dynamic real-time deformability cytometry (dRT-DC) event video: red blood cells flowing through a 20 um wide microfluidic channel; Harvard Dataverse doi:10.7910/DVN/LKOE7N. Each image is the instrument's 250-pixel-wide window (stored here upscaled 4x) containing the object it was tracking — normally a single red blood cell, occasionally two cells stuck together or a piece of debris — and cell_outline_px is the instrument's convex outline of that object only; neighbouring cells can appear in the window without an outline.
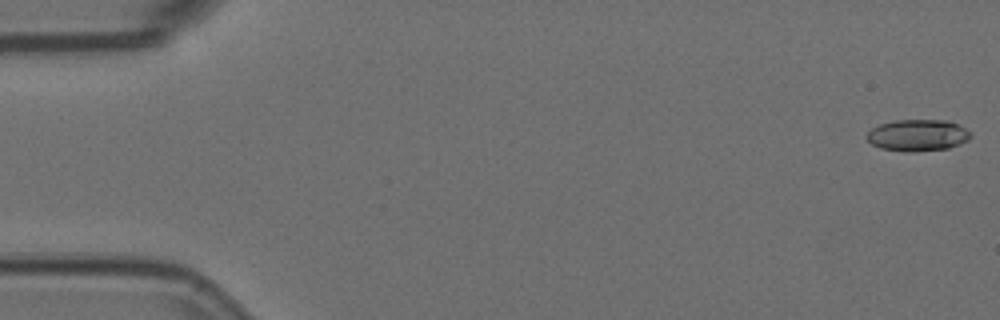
{"species": "Egyptian fruit bat (a non-hibernating species)", "species_latin": "Rousettus aegyptiacus", "temperature_condition": "room temperature", "stored_images_in_passage": 55, "camera_frame_rate_fps": 3000, "um_per_image_px": 0.085, "animal": {"sex": "female"}, "frame": {"image": 1, "passage_image": 1, "time_ms": 0.0, "image_size_px": [1000, 320], "cell_outline_px": [[972, 136], [968, 140], [960, 144], [948, 148], [912, 152], [904, 152], [880, 148], [872, 144], [864, 136], [872, 128], [880, 124], [896, 120], [948, 120], [960, 124], [972, 132]], "centroid_in_image_um": [78.03, 11.49], "position_along_channel_um": 7.0, "area_um2": 19.42}}
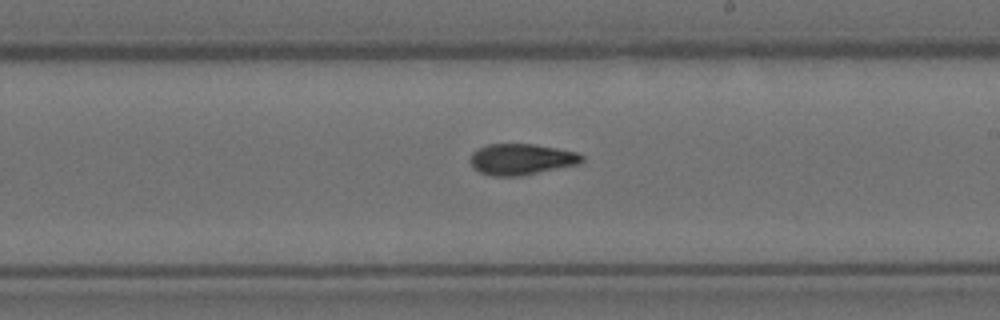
{"frame": {"image": 2, "passage_image": 32, "time_ms": 10.333, "image_size_px": [1000, 320], "cell_outline_px": [[584, 160], [580, 164], [520, 176], [492, 176], [480, 172], [472, 168], [468, 160], [472, 152], [476, 148], [488, 144], [536, 144], [580, 152], [584, 156]], "centroid_in_image_um": [44.31, 13.53], "position_along_channel_um": 244.7, "area_um2": 20.69}}
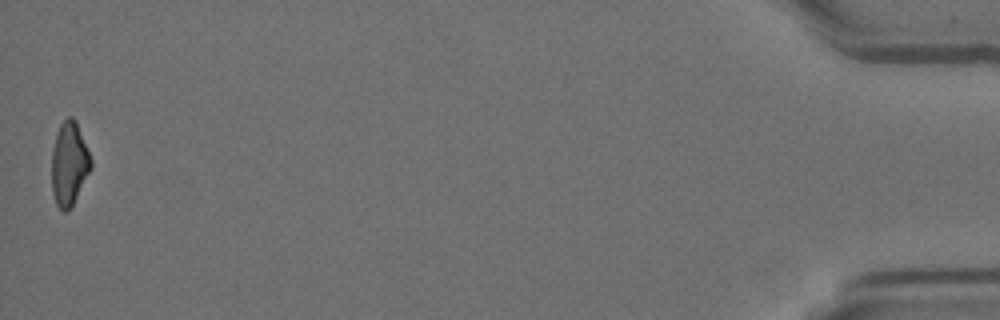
{"frame": {"image": 3, "passage_image": 55, "time_ms": 18.0, "image_size_px": [1000, 320], "cell_outline_px": [[92, 168], [72, 204], [64, 212], [56, 204], [52, 192], [52, 148], [56, 132], [60, 124], [68, 116], [72, 116], [76, 120], [92, 160]], "centroid_in_image_um": [5.87, 13.87], "position_along_channel_um": 429.3, "area_um2": 19.02}, "authors_computed_cell_mechanics": {"area_um2": 19.9988, "velocity_mm_per_s": 3.6816, "shape_relaxation_time_tau1_ms": 6.7229, "shape_relaxation_time_tau2_ms": 5.6208, "deformation_change_tau1": 0.2008, "deformation_change_tau2": 0.1341}}